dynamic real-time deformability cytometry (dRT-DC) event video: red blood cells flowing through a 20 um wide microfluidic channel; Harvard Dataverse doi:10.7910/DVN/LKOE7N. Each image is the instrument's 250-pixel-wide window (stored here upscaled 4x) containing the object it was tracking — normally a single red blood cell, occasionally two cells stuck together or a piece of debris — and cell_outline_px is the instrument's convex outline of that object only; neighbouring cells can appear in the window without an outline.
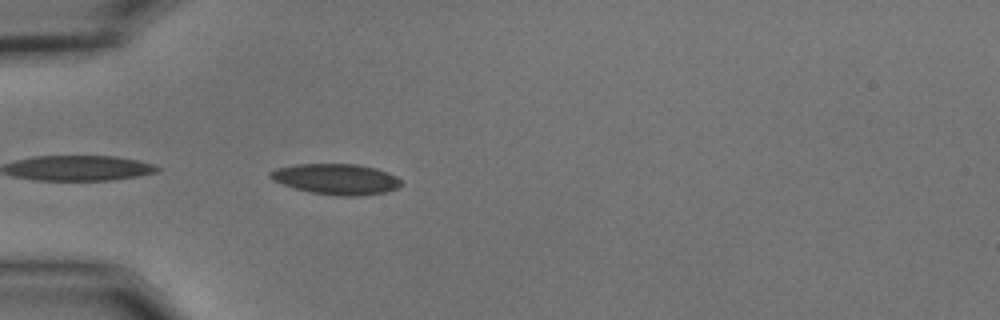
{"species": "common noctule bat (a hibernating species)", "species_latin": "Nyctalus noctula", "temperature_condition": "cold", "stored_images_in_passage": 25, "camera_frame_rate_fps": 3000, "um_per_image_px": 0.085, "animal": {"sex": "male", "body_mass_g": 15.6}, "frame": {"image": 1, "passage_image": 1, "time_ms": 0.0, "image_size_px": [1000, 320], "cell_outline_px": [[400, 184], [396, 188], [384, 192], [360, 196], [340, 196], [312, 192], [296, 188], [272, 180], [268, 176], [268, 172], [276, 168], [296, 164], [356, 164], [376, 168], [396, 176], [400, 180]], "centroid_in_image_um": [28.55, 15.21], "position_along_channel_um": 56.5, "area_um2": 23.18}}
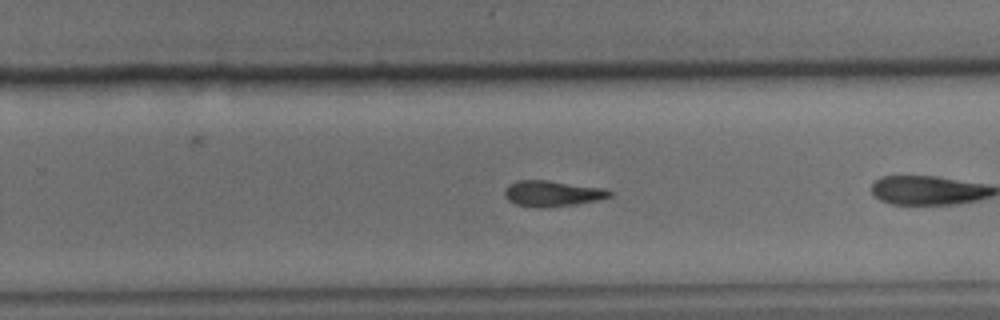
{"frame": {"image": 2, "passage_image": 15, "time_ms": 4.667, "image_size_px": [1000, 320], "cell_outline_px": [[612, 196], [596, 200], [576, 204], [544, 208], [536, 208], [516, 204], [508, 200], [504, 196], [504, 188], [508, 184], [516, 180], [548, 180], [608, 188], [612, 192]], "centroid_in_image_um": [46.94, 16.44], "position_along_channel_um": 282.9, "area_um2": 16.13}}
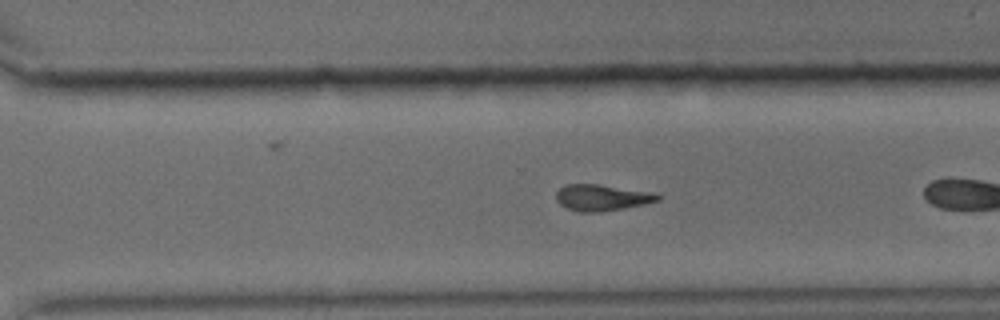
{"frame": {"image": 3, "passage_image": 18, "time_ms": 5.667, "image_size_px": [1000, 320], "cell_outline_px": [[660, 200], [644, 204], [600, 212], [580, 212], [568, 208], [560, 204], [556, 200], [556, 192], [564, 184], [596, 184], [652, 192], [660, 196]], "centroid_in_image_um": [51.13, 16.79], "position_along_channel_um": 319.5, "area_um2": 15.37}, "authors_computed_cell_mechanics": {"area_um2": 16.2996, "velocity_mm_per_s": 3.672, "shape_relaxation_time_tau1_ms": 3.5014, "shape_relaxation_time_tau2_ms": 5.421, "deformation_change_tau1": 0.1392, "deformation_change_tau2": 0.1689}}